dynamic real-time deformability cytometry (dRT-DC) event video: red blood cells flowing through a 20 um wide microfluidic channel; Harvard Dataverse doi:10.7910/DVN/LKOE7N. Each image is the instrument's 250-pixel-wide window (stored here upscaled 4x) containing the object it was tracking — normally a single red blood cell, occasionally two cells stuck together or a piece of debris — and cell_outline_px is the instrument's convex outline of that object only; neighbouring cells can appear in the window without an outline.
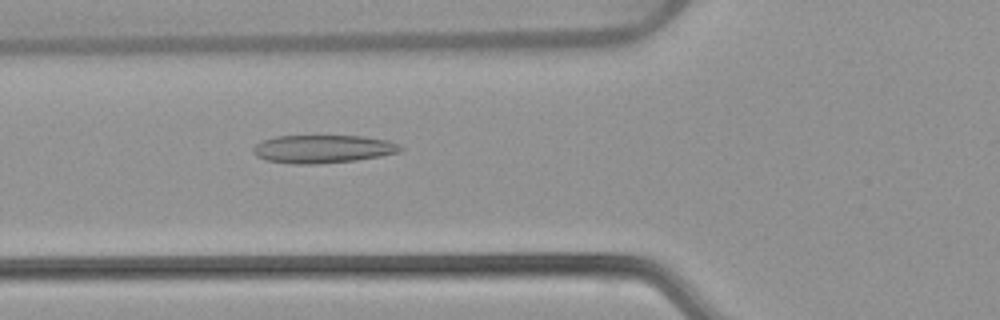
{"species": "common noctule bat (a hibernating species)", "species_latin": "Nyctalus noctula", "temperature_condition": "warm", "stored_images_in_passage": 52, "camera_frame_rate_fps": 3000, "um_per_image_px": 0.085, "animal": {"sex": "female", "body_mass_g": 22.7, "forearm_length_mm": 54.2}, "frame": {"image": 1, "passage_image": 19, "time_ms": 6.0, "image_size_px": [1000, 320], "cell_outline_px": [[404, 148], [400, 152], [380, 156], [356, 160], [316, 164], [292, 164], [264, 160], [256, 156], [252, 152], [252, 148], [260, 140], [276, 136], [364, 136], [388, 140], [400, 144]], "centroid_in_image_um": [27.42, 12.66], "position_along_channel_um": 98.4, "area_um2": 24.39}}
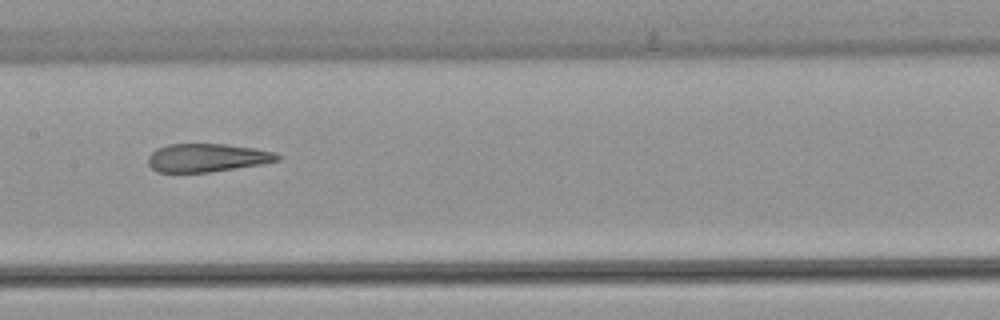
{"frame": {"image": 2, "passage_image": 26, "time_ms": 8.333, "image_size_px": [1000, 320], "cell_outline_px": [[280, 160], [260, 164], [212, 172], [156, 172], [148, 164], [148, 156], [156, 148], [168, 144], [228, 144], [252, 148], [272, 152], [280, 156]], "centroid_in_image_um": [17.55, 13.41], "position_along_channel_um": 189.8, "area_um2": 21.21}}
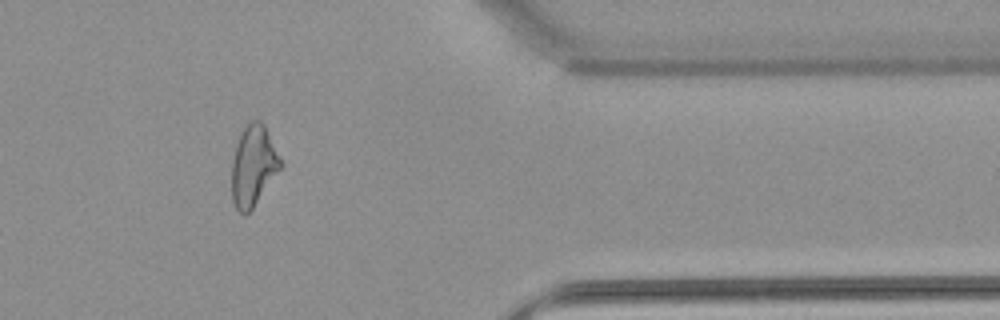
{"frame": {"image": 3, "passage_image": 43, "time_ms": 14.0, "image_size_px": [1000, 320], "cell_outline_px": [[284, 164], [252, 208], [244, 216], [236, 208], [232, 200], [232, 164], [236, 144], [244, 128], [252, 120], [260, 120], [264, 124]], "centroid_in_image_um": [21.54, 14.09], "position_along_channel_um": 389.9, "area_um2": 22.66}, "authors_computed_cell_mechanics": {"area_um2": 24.2182, "velocity_mm_per_s": 3.8979, "shape_relaxation_time_tau1_ms": null, "shape_relaxation_time_tau2_ms": 1.9694, "deformation_change_tau1": null, "deformation_change_tau2": 0.1263}}